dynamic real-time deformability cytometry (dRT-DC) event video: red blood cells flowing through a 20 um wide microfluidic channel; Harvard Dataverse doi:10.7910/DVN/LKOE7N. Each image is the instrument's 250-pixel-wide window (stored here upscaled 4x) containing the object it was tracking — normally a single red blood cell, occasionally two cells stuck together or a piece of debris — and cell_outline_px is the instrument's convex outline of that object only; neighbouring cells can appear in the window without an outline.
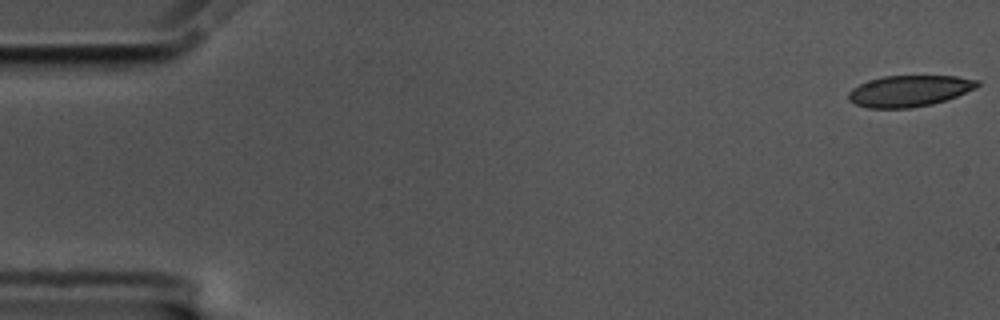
{"species": "common noctule bat (a hibernating species)", "species_latin": "Nyctalus noctula", "temperature_condition": "cold", "stored_images_in_passage": 8, "camera_frame_rate_fps": 3000, "um_per_image_px": 0.085, "animal": {"sex": "male", "body_mass_g": 17.5, "forearm_length_mm": 52.3}, "frame": {"image": 1, "passage_image": 1, "time_ms": 0.0, "image_size_px": [1000, 320], "cell_outline_px": [[980, 84], [976, 88], [956, 96], [932, 104], [912, 108], [868, 108], [856, 104], [848, 100], [848, 92], [852, 88], [868, 80], [884, 76], [956, 76], [980, 80]], "centroid_in_image_um": [77.28, 7.73], "position_along_channel_um": 7.7, "area_um2": 23.47}}